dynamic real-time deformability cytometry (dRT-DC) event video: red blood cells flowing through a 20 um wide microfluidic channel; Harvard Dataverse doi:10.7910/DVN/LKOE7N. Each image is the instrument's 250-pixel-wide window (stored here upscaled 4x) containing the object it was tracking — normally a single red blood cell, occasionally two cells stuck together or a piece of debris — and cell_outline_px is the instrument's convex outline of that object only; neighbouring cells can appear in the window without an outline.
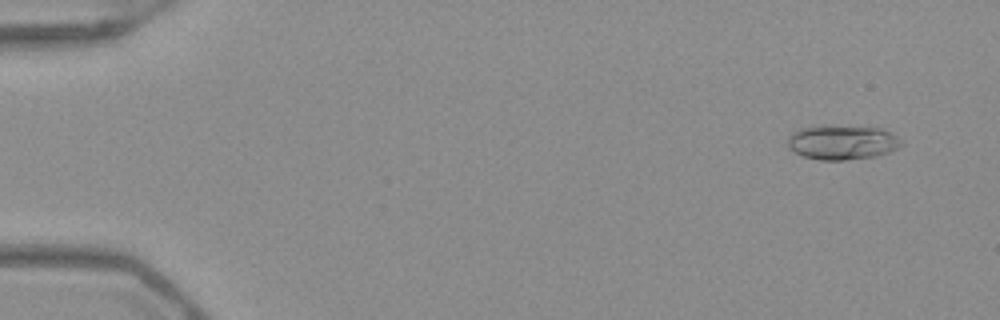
{"species": "Egyptian fruit bat (a non-hibernating species)", "species_latin": "Rousettus aegyptiacus", "temperature_condition": "warm", "stored_images_in_passage": 52, "camera_frame_rate_fps": 3000, "um_per_image_px": 0.085, "frame": {"image": 1, "passage_image": 4, "time_ms": 1.0, "image_size_px": [1000, 320], "cell_outline_px": [[904, 144], [888, 152], [876, 156], [844, 160], [820, 160], [804, 156], [788, 148], [788, 136], [792, 132], [800, 128], [824, 124], [880, 128], [896, 136]], "centroid_in_image_um": [71.55, 12.08], "position_along_channel_um": 13.5, "area_um2": 23.0}}
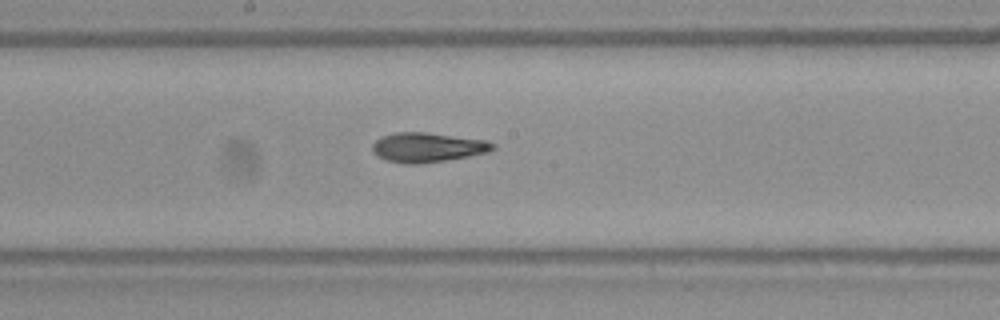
{"frame": {"image": 2, "passage_image": 29, "time_ms": 9.333, "image_size_px": [1000, 320], "cell_outline_px": [[496, 148], [488, 152], [468, 156], [420, 164], [408, 164], [388, 160], [376, 156], [372, 148], [372, 144], [380, 136], [396, 132], [424, 132], [488, 140], [496, 144]], "centroid_in_image_um": [36.35, 12.51], "position_along_channel_um": 211.9, "area_um2": 20.75}}
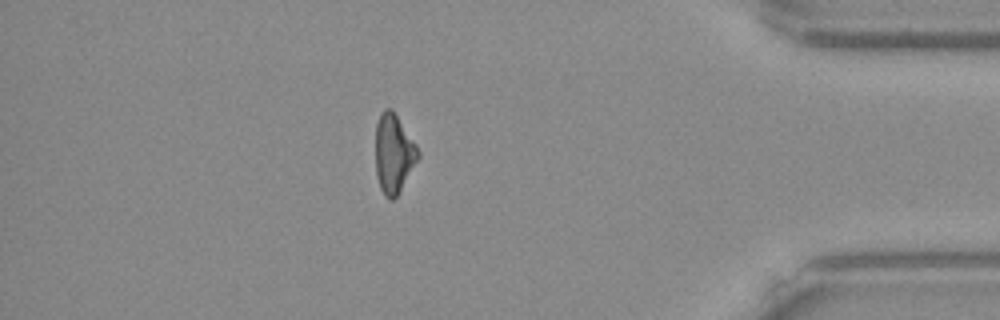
{"frame": {"image": 3, "passage_image": 46, "time_ms": 15.0, "image_size_px": [1000, 320], "cell_outline_px": [[420, 156], [396, 196], [392, 200], [388, 200], [384, 196], [380, 188], [376, 176], [376, 124], [384, 108], [392, 108], [416, 144], [420, 152]], "centroid_in_image_um": [33.46, 13.05], "position_along_channel_um": 401.7, "area_um2": 19.48}, "authors_computed_cell_mechanics": {"area_um2": 20.6346, "velocity_mm_per_s": 3.9737, "shape_relaxation_time_tau1_ms": null, "shape_relaxation_time_tau2_ms": 2.4333, "deformation_change_tau1": null, "deformation_change_tau2": 0.0884}}